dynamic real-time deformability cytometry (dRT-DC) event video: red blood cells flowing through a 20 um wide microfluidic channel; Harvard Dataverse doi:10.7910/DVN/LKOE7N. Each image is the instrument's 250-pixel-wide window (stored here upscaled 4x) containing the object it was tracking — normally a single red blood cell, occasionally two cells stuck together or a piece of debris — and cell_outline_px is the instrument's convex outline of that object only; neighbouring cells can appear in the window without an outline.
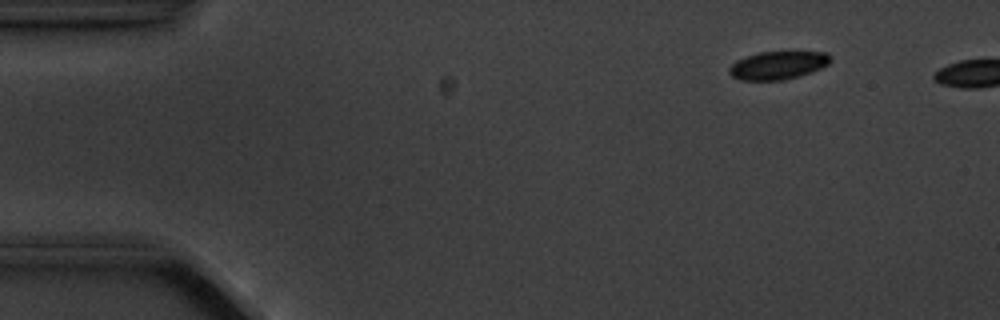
{"species": "common noctule bat (a hibernating species)", "species_latin": "Nyctalus noctula", "temperature_condition": "cold", "stored_images_in_passage": 5, "camera_frame_rate_fps": 3000, "um_per_image_px": 0.085, "animal": {"sex": "male", "body_mass_g": 20.1, "forearm_length_mm": 53.5}, "frame": {"image": 1, "passage_image": 2, "time_ms": 1.333, "image_size_px": [1000, 320], "cell_outline_px": [[832, 60], [828, 64], [820, 68], [800, 76], [780, 80], [740, 80], [732, 76], [728, 72], [728, 68], [736, 60], [760, 52], [792, 48], [828, 52], [832, 56]], "centroid_in_image_um": [66.2, 5.48], "position_along_channel_um": 18.8, "area_um2": 17.51}}